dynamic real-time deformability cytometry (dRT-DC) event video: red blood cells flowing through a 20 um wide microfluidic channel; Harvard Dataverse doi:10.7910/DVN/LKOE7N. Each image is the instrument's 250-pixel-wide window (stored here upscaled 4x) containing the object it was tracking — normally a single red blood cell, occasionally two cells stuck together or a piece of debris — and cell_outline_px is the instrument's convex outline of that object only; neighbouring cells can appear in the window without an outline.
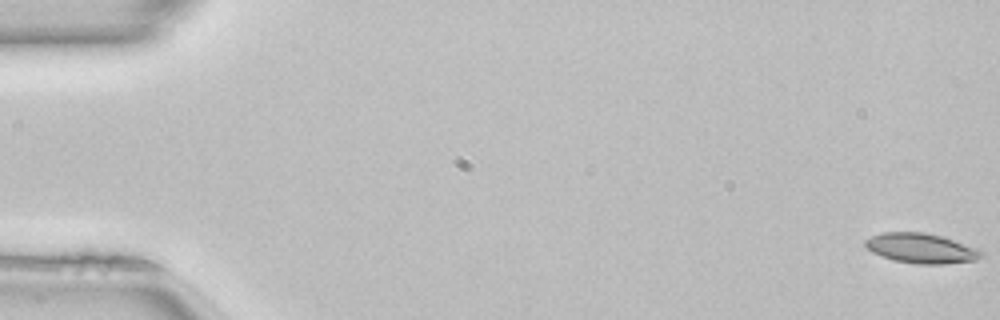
{"species": "common noctule bat (a hibernating species)", "species_latin": "Nyctalus noctula", "temperature_condition": "room temperature", "stored_images_in_passage": 51, "camera_frame_rate_fps": 3000, "um_per_image_px": 0.085, "animal": {"sex": "female", "body_mass_g": 22.7, "forearm_length_mm": 54.2}, "frame": {"image": 1, "passage_image": 1, "time_ms": 0.0, "image_size_px": [1000, 320], "cell_outline_px": [[984, 256], [976, 260], [944, 264], [920, 264], [892, 260], [880, 256], [872, 252], [864, 244], [864, 240], [872, 236], [884, 232], [924, 232], [940, 236], [980, 248], [984, 252]], "centroid_in_image_um": [78.33, 21.11], "position_along_channel_um": 6.7, "area_um2": 20.35}}
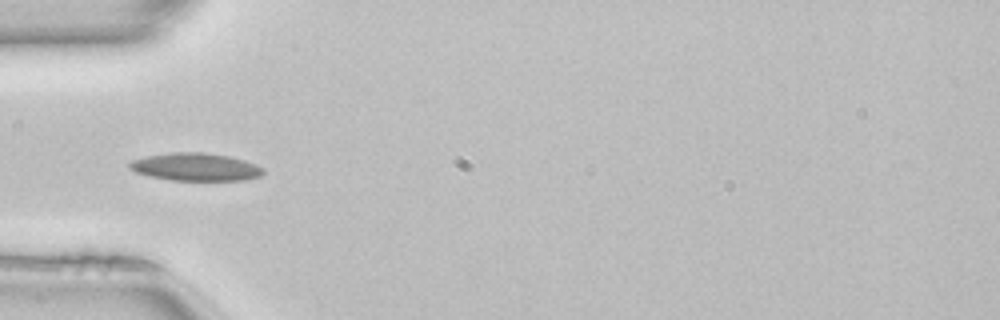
{"frame": {"image": 2, "passage_image": 17, "time_ms": 5.333, "image_size_px": [1000, 320], "cell_outline_px": [[264, 172], [260, 176], [244, 180], [172, 180], [148, 176], [136, 172], [128, 168], [128, 164], [132, 160], [148, 156], [172, 152], [204, 152], [228, 156], [244, 160], [256, 164], [264, 168]], "centroid_in_image_um": [16.62, 14.19], "position_along_channel_um": 68.4, "area_um2": 21.62}}
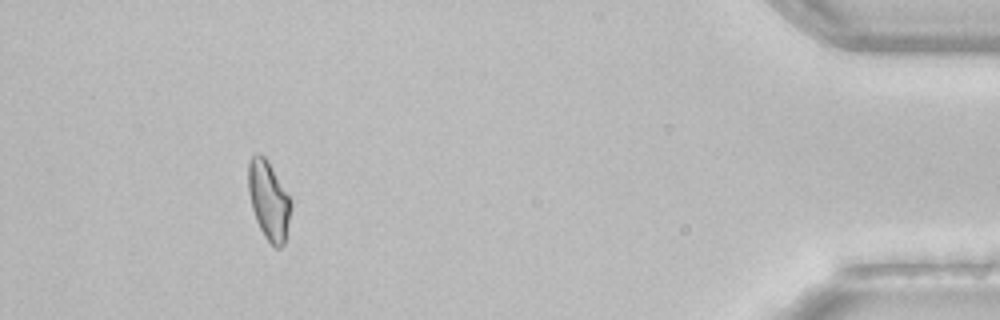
{"frame": {"image": 3, "passage_image": 47, "time_ms": 15.333, "image_size_px": [1000, 320], "cell_outline_px": [[292, 204], [284, 244], [280, 248], [276, 248], [264, 236], [256, 220], [252, 208], [248, 192], [248, 164], [252, 156], [264, 156], [268, 160], [288, 196]], "centroid_in_image_um": [22.83, 17.06], "position_along_channel_um": 412.4, "area_um2": 19.13}, "authors_computed_cell_mechanics": {"area_um2": 19.941, "velocity_mm_per_s": 4.0718, "shape_relaxation_time_tau1_ms": 8.5092, "shape_relaxation_time_tau2_ms": 7.0246, "deformation_change_tau1": 0.2152, "deformation_change_tau2": 0.1393}}